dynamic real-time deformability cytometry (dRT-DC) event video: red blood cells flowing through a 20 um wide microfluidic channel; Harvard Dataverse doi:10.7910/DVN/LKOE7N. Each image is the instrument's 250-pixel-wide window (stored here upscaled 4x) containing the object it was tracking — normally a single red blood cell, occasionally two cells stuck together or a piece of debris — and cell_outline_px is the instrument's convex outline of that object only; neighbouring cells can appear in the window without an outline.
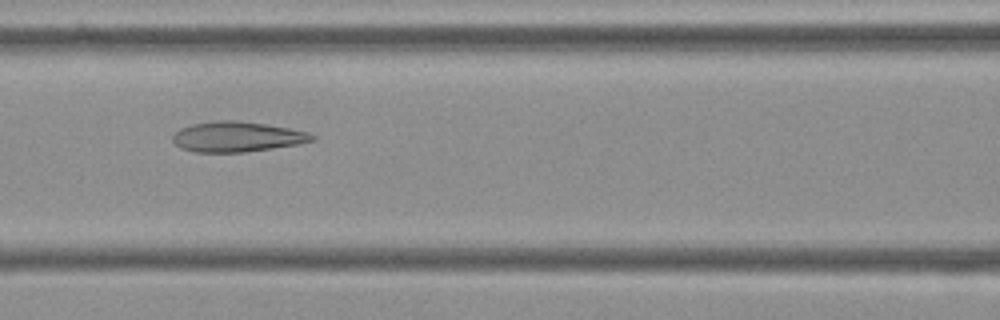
{"species": "Egyptian fruit bat (a non-hibernating species)", "species_latin": "Rousettus aegyptiacus", "temperature_condition": "cold", "stored_images_in_passage": 11, "camera_frame_rate_fps": 3000, "um_per_image_px": 0.085, "frame": {"image": 1, "passage_image": 8, "time_ms": 2.333, "image_size_px": [1000, 320], "cell_outline_px": [[316, 140], [296, 144], [272, 148], [244, 152], [192, 152], [180, 148], [172, 140], [172, 136], [180, 128], [192, 124], [216, 120], [236, 120], [264, 124], [288, 128], [308, 132], [316, 136]], "centroid_in_image_um": [20.12, 11.62], "position_along_channel_um": 146.5, "area_um2": 24.51}}
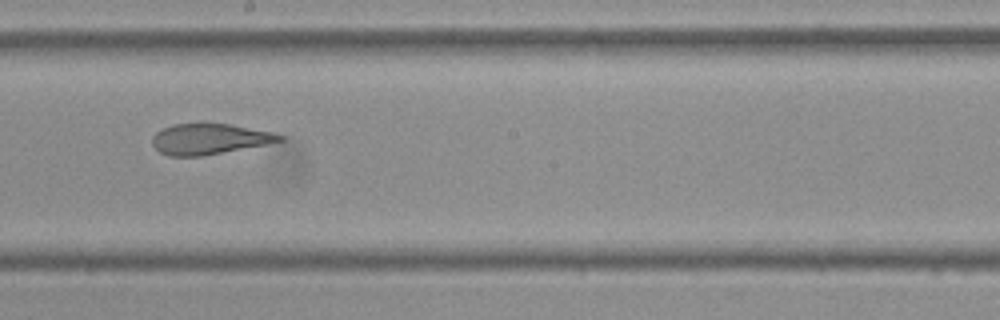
{"frame": {"image": 2, "passage_image": 10, "time_ms": 3.0, "image_size_px": [1000, 320], "cell_outline_px": [[284, 140], [204, 156], [168, 156], [160, 152], [152, 144], [152, 136], [156, 132], [172, 124], [228, 124], [272, 132], [284, 136]], "centroid_in_image_um": [17.76, 11.82], "position_along_channel_um": 230.4, "area_um2": 22.43}}
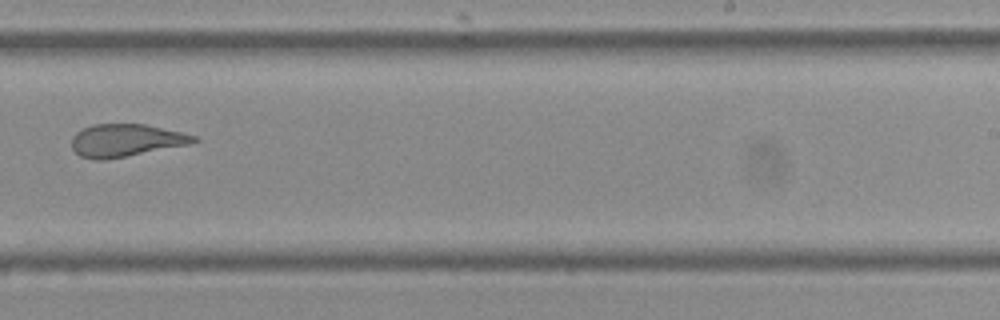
{"frame": {"image": 3, "passage_image": 11, "time_ms": 3.333, "image_size_px": [1000, 320], "cell_outline_px": [[200, 140], [192, 144], [104, 160], [92, 160], [80, 156], [72, 148], [72, 136], [76, 132], [92, 124], [144, 124], [180, 132], [196, 136]], "centroid_in_image_um": [10.69, 11.94], "position_along_channel_um": 278.3, "area_um2": 23.18}}